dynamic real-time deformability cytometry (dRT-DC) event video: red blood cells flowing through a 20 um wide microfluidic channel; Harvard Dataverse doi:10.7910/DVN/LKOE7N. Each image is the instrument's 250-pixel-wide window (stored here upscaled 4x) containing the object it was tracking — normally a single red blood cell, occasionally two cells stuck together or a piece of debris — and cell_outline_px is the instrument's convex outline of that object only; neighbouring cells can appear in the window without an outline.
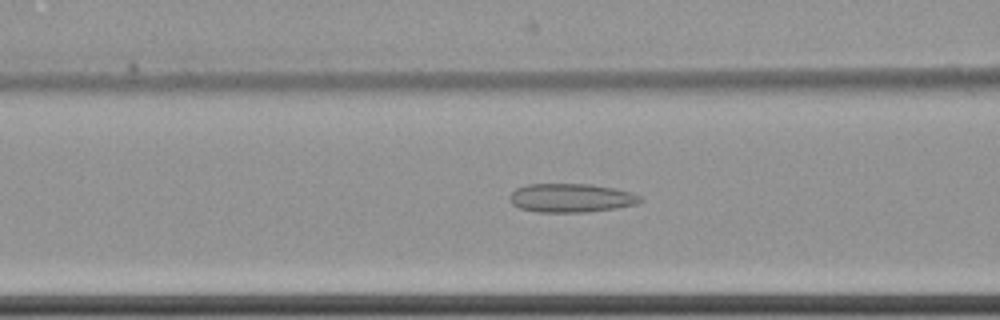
{"species": "common noctule bat (a hibernating species)", "species_latin": "Nyctalus noctula", "temperature_condition": "cold", "stored_images_in_passage": 62, "camera_frame_rate_fps": 3000, "um_per_image_px": 0.085, "animal": {"sex": "female", "body_mass_g": 22.7, "forearm_length_mm": 54.2}, "frame": {"image": 1, "passage_image": 27, "time_ms": 8.667, "image_size_px": [1000, 320], "cell_outline_px": [[644, 200], [636, 204], [616, 208], [588, 212], [536, 212], [520, 208], [512, 204], [508, 196], [516, 188], [528, 184], [592, 184], [632, 192], [640, 196]], "centroid_in_image_um": [48.54, 16.82], "position_along_channel_um": 118.1, "area_um2": 21.96}}
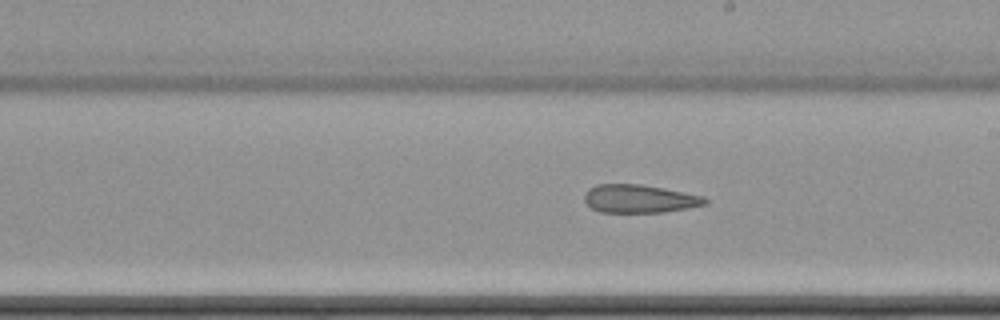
{"frame": {"image": 2, "passage_image": 37, "time_ms": 12.0, "image_size_px": [1000, 320], "cell_outline_px": [[708, 204], [688, 208], [664, 212], [600, 212], [592, 208], [584, 200], [584, 192], [588, 188], [596, 184], [640, 184], [664, 188], [704, 196], [708, 200]], "centroid_in_image_um": [54.35, 16.89], "position_along_channel_um": 234.6, "area_um2": 19.94}}
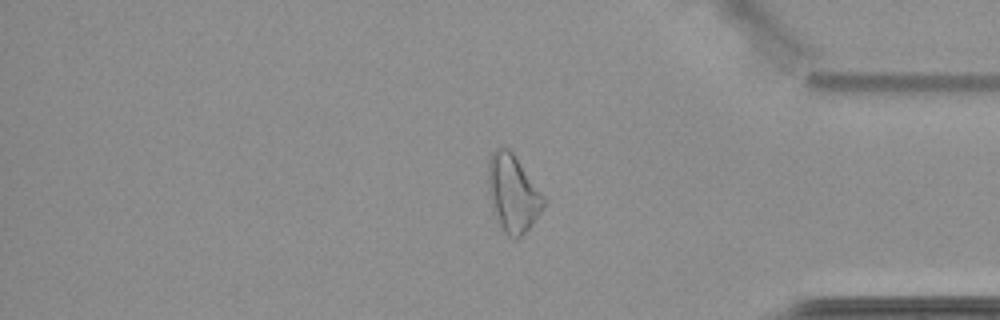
{"frame": {"image": 3, "passage_image": 52, "time_ms": 17.0, "image_size_px": [1000, 320], "cell_outline_px": [[548, 200], [532, 224], [516, 240], [512, 240], [504, 232], [496, 220], [492, 208], [488, 188], [488, 156], [496, 148], [508, 148], [512, 152]], "centroid_in_image_um": [43.59, 16.44], "position_along_channel_um": 391.6, "area_um2": 25.14}}